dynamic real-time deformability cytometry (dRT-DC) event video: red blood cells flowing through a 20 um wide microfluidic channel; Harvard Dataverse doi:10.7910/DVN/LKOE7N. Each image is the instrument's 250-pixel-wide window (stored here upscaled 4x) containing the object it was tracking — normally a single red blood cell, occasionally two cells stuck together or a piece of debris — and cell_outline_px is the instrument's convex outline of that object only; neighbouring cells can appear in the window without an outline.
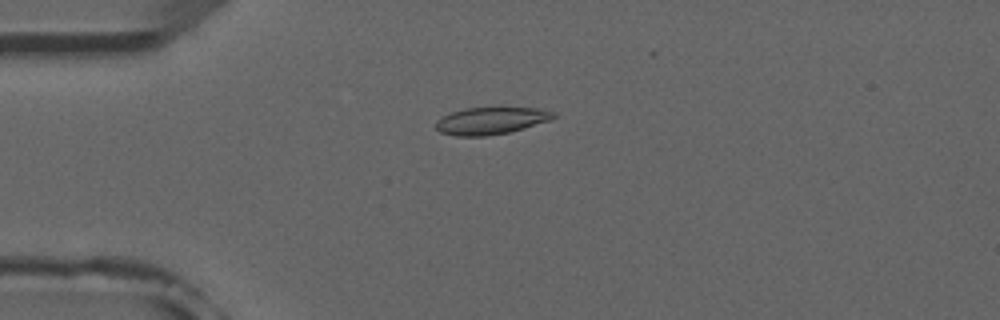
{"species": "common noctule bat (a hibernating species)", "species_latin": "Nyctalus noctula", "temperature_condition": "room temperature", "stored_images_in_passage": 5, "camera_frame_rate_fps": 3000, "um_per_image_px": 0.085, "animal": {"sex": "male", "forearm_length_mm": 52.5}, "frame": {"image": 1, "passage_image": 4, "time_ms": 3.333, "image_size_px": [1000, 320], "cell_outline_px": [[556, 116], [548, 120], [524, 128], [508, 132], [484, 136], [456, 136], [440, 132], [436, 128], [436, 120], [452, 112], [464, 108], [540, 108], [556, 112]], "centroid_in_image_um": [41.72, 10.26], "position_along_channel_um": 43.3, "area_um2": 18.38}}